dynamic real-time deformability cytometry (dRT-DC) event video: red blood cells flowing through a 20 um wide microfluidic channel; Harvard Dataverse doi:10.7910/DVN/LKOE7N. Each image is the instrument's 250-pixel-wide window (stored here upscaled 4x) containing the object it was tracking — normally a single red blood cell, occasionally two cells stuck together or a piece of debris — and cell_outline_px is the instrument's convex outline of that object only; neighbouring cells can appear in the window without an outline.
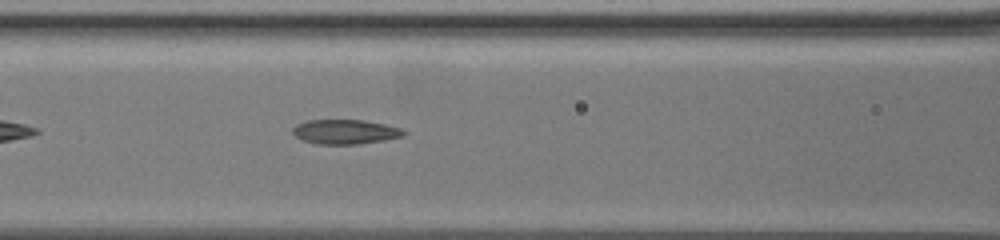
{"species": "common noctule bat (a hibernating species)", "species_latin": "Nyctalus noctula", "temperature_condition": "warm", "stored_images_in_passage": 41, "camera_frame_rate_fps": 3000, "um_per_image_px": 0.085, "animal": {"sex": "female", "body_mass_g": 19.5, "forearm_length_mm": 54.1}, "frame": {"image": 1, "passage_image": 11, "time_ms": 3.333, "image_size_px": [1000, 240], "cell_outline_px": [[408, 132], [404, 136], [384, 140], [356, 144], [316, 144], [300, 140], [292, 132], [292, 128], [296, 124], [308, 120], [364, 120], [384, 124], [400, 128]], "centroid_in_image_um": [29.32, 11.2], "position_along_channel_um": 137.3, "area_um2": 15.95}}
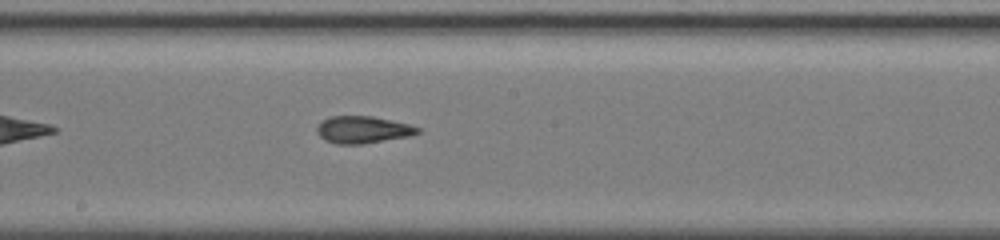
{"frame": {"image": 2, "passage_image": 19, "time_ms": 6.0, "image_size_px": [1000, 240], "cell_outline_px": [[420, 132], [408, 136], [364, 144], [336, 144], [324, 140], [316, 132], [316, 128], [320, 120], [328, 116], [372, 116], [392, 120], [408, 124], [420, 128]], "centroid_in_image_um": [30.78, 11.02], "position_along_channel_um": 217.4, "area_um2": 16.07}}
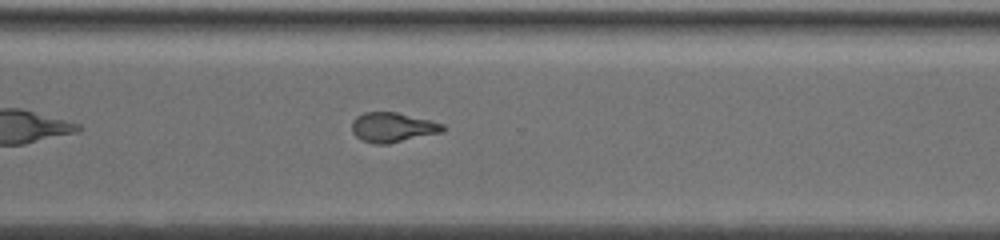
{"frame": {"image": 3, "passage_image": 31, "time_ms": 10.0, "image_size_px": [1000, 240], "cell_outline_px": [[444, 132], [388, 144], [376, 144], [360, 140], [352, 132], [352, 120], [356, 116], [364, 112], [396, 112], [444, 124]], "centroid_in_image_um": [33.35, 10.83], "position_along_channel_um": 337.3, "area_um2": 15.78}}